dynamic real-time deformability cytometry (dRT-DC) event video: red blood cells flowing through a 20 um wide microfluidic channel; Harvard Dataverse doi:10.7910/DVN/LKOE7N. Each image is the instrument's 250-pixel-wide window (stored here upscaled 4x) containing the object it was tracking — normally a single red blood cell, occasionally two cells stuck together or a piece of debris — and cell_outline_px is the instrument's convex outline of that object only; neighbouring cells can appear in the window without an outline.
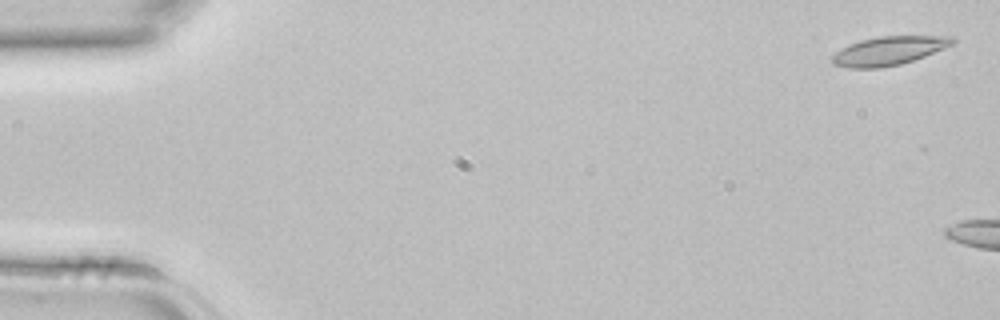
{"species": "common noctule bat (a hibernating species)", "species_latin": "Nyctalus noctula", "temperature_condition": "room temperature", "stored_images_in_passage": 2, "camera_frame_rate_fps": 3000, "um_per_image_px": 0.085, "animal": {"sex": "female", "body_mass_g": 22.7, "forearm_length_mm": 54.2}, "frame": {"image": 1, "passage_image": 1, "time_ms": 0.0, "image_size_px": [1000, 320], "cell_outline_px": [[956, 40], [952, 44], [944, 48], [924, 56], [900, 64], [880, 68], [848, 68], [832, 64], [832, 56], [836, 52], [848, 44], [860, 40], [880, 36], [952, 36]], "centroid_in_image_um": [75.52, 4.31], "position_along_channel_um": 9.5, "area_um2": 20.0}}